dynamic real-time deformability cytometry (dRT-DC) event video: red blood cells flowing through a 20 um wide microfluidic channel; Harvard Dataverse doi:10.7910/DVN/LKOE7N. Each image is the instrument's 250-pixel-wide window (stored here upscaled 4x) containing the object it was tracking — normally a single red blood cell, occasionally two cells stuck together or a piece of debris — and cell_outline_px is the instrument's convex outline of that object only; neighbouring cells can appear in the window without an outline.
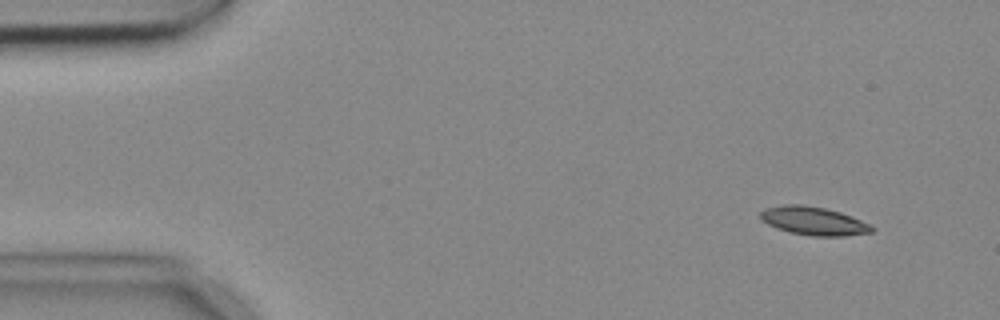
{"species": "common noctule bat (a hibernating species)", "species_latin": "Nyctalus noctula", "temperature_condition": "cold", "stored_images_in_passage": 5, "camera_frame_rate_fps": 3000, "um_per_image_px": 0.085, "animal": {"sex": "female", "body_mass_g": 18.4}, "frame": {"image": 1, "passage_image": 2, "time_ms": 0.333, "image_size_px": [1000, 320], "cell_outline_px": [[876, 228], [872, 232], [844, 236], [812, 236], [788, 232], [776, 228], [760, 220], [760, 212], [764, 208], [788, 204], [804, 204], [824, 208], [840, 212], [852, 216], [872, 224]], "centroid_in_image_um": [69.17, 18.78], "position_along_channel_um": 15.8, "area_um2": 18.67}}
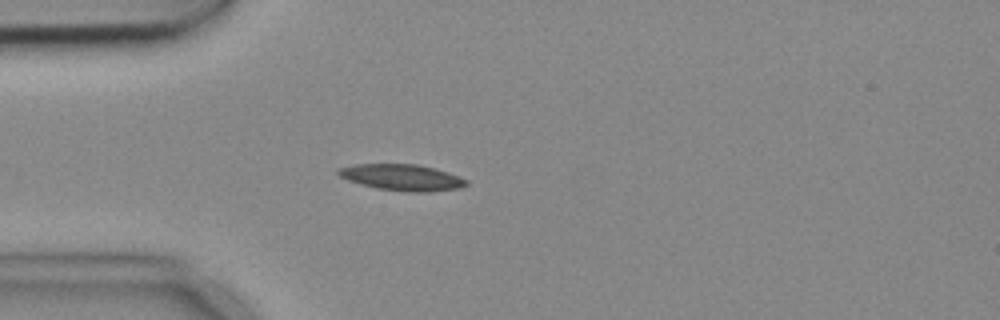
{"frame": {"image": 2, "passage_image": 5, "time_ms": 1.333, "image_size_px": [1000, 320], "cell_outline_px": [[468, 184], [460, 188], [428, 192], [408, 192], [376, 188], [360, 184], [348, 180], [340, 176], [336, 172], [340, 168], [356, 164], [416, 164], [448, 172], [468, 180]], "centroid_in_image_um": [34.18, 15.09], "position_along_channel_um": 50.8, "area_um2": 19.48}}